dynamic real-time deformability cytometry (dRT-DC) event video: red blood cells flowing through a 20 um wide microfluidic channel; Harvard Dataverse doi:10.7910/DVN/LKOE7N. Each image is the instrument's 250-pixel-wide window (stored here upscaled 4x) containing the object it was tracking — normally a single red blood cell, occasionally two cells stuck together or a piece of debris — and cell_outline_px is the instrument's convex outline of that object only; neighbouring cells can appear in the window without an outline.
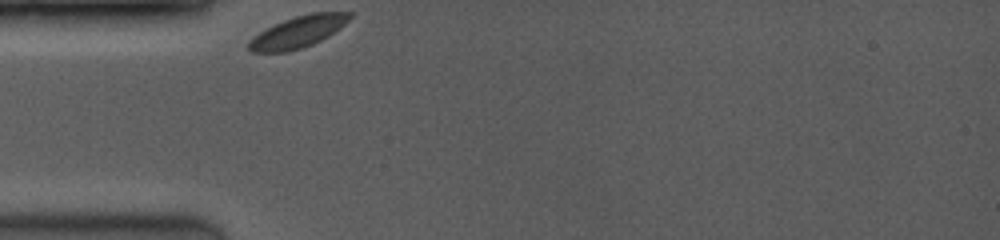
{"species": "common noctule bat (a hibernating species)", "species_latin": "Nyctalus noctula", "temperature_condition": "room temperature", "stored_images_in_passage": 15, "camera_frame_rate_fps": 3500, "um_per_image_px": 0.085, "animal": {"sex": "female", "body_mass_g": 19.0, "forearm_length_mm": 53.3}, "frame": {"image": 1, "passage_image": 1, "time_ms": 0.0, "image_size_px": [1000, 240], "cell_outline_px": [[352, 16], [344, 24], [328, 36], [312, 44], [288, 52], [252, 52], [248, 48], [248, 40], [252, 36], [284, 20], [296, 16], [312, 12], [352, 12]], "centroid_in_image_um": [25.31, 2.71], "position_along_channel_um": 59.7, "area_um2": 18.32}}
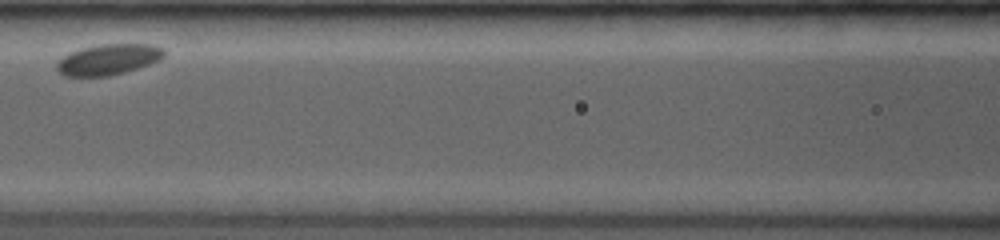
{"frame": {"image": 2, "passage_image": 7, "time_ms": 2.857, "image_size_px": [1000, 240], "cell_outline_px": [[164, 56], [160, 60], [124, 72], [108, 76], [64, 76], [56, 68], [56, 60], [80, 48], [100, 44], [148, 44], [164, 48]], "centroid_in_image_um": [9.18, 5.05], "position_along_channel_um": 157.4, "area_um2": 19.13}}
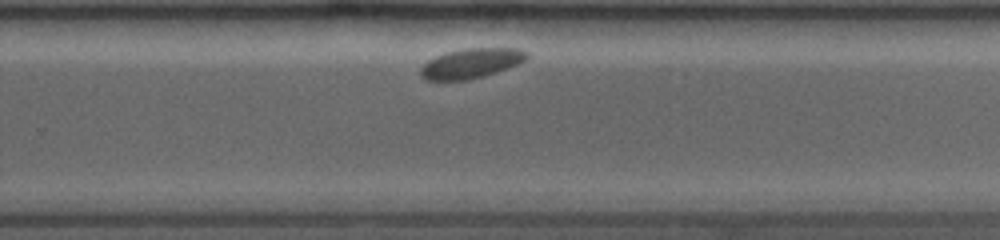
{"frame": {"image": 3, "passage_image": 15, "time_ms": 6.571, "image_size_px": [1000, 240], "cell_outline_px": [[528, 56], [524, 60], [516, 64], [496, 72], [484, 76], [468, 80], [424, 80], [420, 76], [420, 68], [428, 60], [436, 56], [448, 52], [464, 48], [516, 48], [528, 52]], "centroid_in_image_um": [40.01, 5.38], "position_along_channel_um": 289.8, "area_um2": 18.32}}